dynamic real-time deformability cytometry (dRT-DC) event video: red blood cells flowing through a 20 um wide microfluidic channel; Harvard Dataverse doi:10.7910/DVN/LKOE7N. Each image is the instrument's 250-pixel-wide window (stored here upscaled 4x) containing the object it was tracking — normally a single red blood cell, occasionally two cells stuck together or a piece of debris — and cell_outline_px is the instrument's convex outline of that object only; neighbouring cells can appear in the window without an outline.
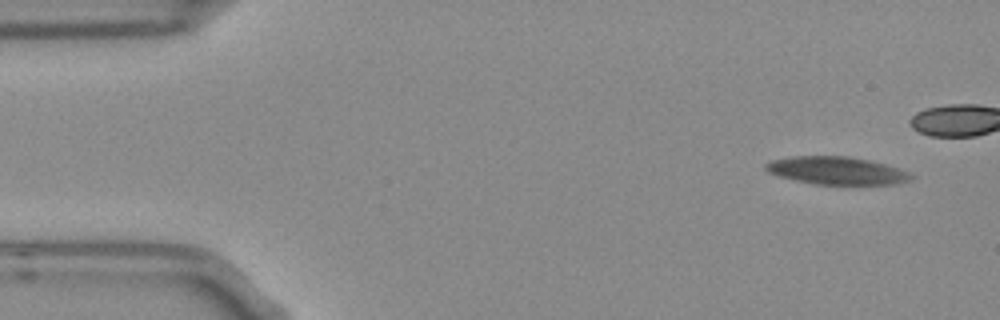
{"species": "Egyptian fruit bat (a non-hibernating species)", "species_latin": "Rousettus aegyptiacus", "temperature_condition": "room temperature", "stored_images_in_passage": 7, "camera_frame_rate_fps": 3000, "um_per_image_px": 0.085, "frame": {"image": 1, "passage_image": 1, "time_ms": 0.0, "image_size_px": [1000, 320], "cell_outline_px": [[916, 176], [908, 180], [892, 184], [812, 184], [780, 176], [768, 172], [764, 168], [764, 164], [772, 160], [792, 156], [848, 156], [868, 160], [884, 164], [908, 172]], "centroid_in_image_um": [71.07, 14.49], "position_along_channel_um": 13.9, "area_um2": 23.24}}